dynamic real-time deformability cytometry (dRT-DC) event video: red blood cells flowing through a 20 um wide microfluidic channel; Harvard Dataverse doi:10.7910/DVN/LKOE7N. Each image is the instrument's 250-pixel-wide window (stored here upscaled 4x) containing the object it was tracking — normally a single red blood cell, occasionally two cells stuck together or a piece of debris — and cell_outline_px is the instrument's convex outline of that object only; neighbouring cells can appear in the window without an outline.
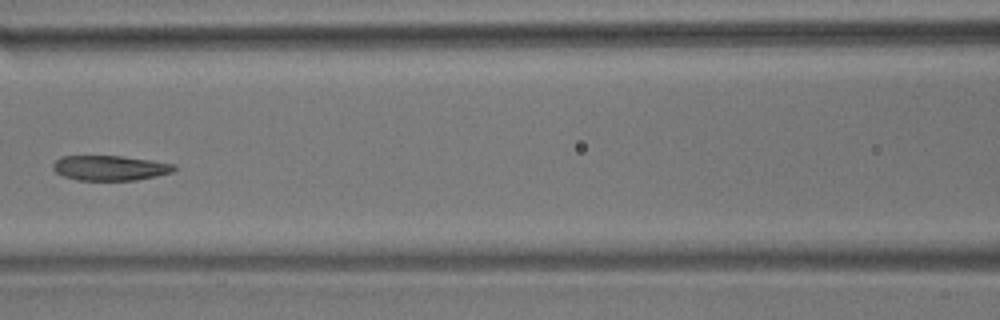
{"species": "common noctule bat (a hibernating species)", "species_latin": "Nyctalus noctula", "temperature_condition": "room temperature", "stored_images_in_passage": 7, "camera_frame_rate_fps": 3000, "um_per_image_px": 0.085, "animal": {"sex": "male", "body_mass_g": 17.9}, "frame": {"image": 1, "passage_image": 7, "time_ms": 8.0, "image_size_px": [1000, 320], "cell_outline_px": [[176, 168], [172, 172], [156, 176], [136, 180], [80, 180], [64, 176], [56, 172], [52, 168], [52, 164], [60, 156], [120, 156], [176, 164]], "centroid_in_image_um": [9.34, 14.27], "position_along_channel_um": 157.3, "area_um2": 17.51}}